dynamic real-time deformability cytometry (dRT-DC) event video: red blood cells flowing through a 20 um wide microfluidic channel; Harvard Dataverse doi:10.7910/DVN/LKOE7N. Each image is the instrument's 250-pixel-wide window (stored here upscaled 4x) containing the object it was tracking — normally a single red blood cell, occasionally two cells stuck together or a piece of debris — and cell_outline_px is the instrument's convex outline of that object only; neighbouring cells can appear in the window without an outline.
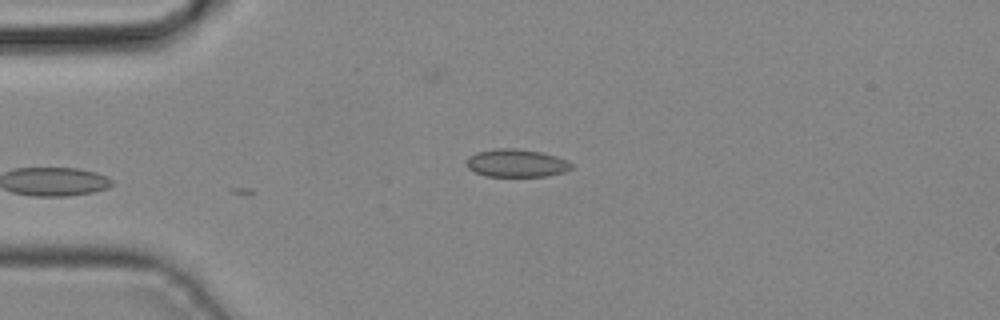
{"species": "common noctule bat (a hibernating species)", "species_latin": "Nyctalus noctula", "temperature_condition": "cold", "stored_images_in_passage": 3, "camera_frame_rate_fps": 3000, "um_per_image_px": 0.085, "animal": {"sex": "male", "body_mass_g": 19.2, "forearm_length_mm": 51.8}, "frame": {"image": 1, "passage_image": 3, "time_ms": 0.667, "image_size_px": [1000, 320], "cell_outline_px": [[572, 168], [564, 172], [548, 176], [484, 176], [468, 168], [464, 164], [468, 156], [476, 152], [496, 148], [516, 148], [540, 152], [556, 156], [568, 160], [572, 164]], "centroid_in_image_um": [43.87, 13.86], "position_along_channel_um": 41.1, "area_um2": 17.22}}